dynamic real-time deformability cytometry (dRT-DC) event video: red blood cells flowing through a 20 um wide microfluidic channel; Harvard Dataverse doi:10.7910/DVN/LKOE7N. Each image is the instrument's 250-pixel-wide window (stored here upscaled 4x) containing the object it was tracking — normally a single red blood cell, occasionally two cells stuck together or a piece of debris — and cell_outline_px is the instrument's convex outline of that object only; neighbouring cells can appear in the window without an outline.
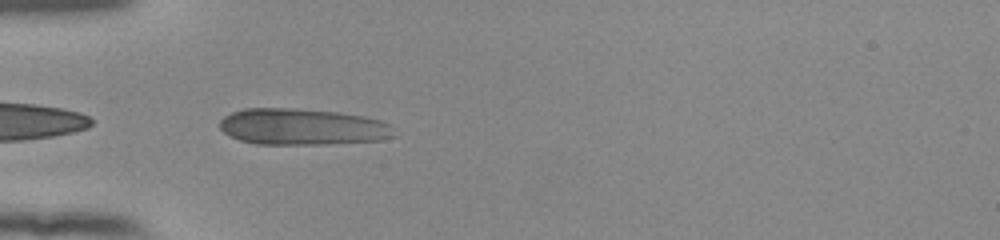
{"species": "human", "species_latin": "Homo sapiens", "temperature_condition": "room temperature", "stored_images_in_passage": 37, "camera_frame_rate_fps": 3000, "um_per_image_px": 0.085, "donor": {"sex": "female"}, "frame": {"image": 1, "passage_image": 1, "time_ms": 0.0, "image_size_px": [1000, 240], "cell_outline_px": [[396, 136], [380, 140], [328, 144], [256, 144], [240, 140], [224, 132], [220, 128], [220, 120], [224, 116], [232, 112], [244, 108], [296, 108], [340, 112], [364, 116], [380, 120], [388, 124]], "centroid_in_image_um": [25.69, 10.77], "position_along_channel_um": 59.3, "area_um2": 37.05}}
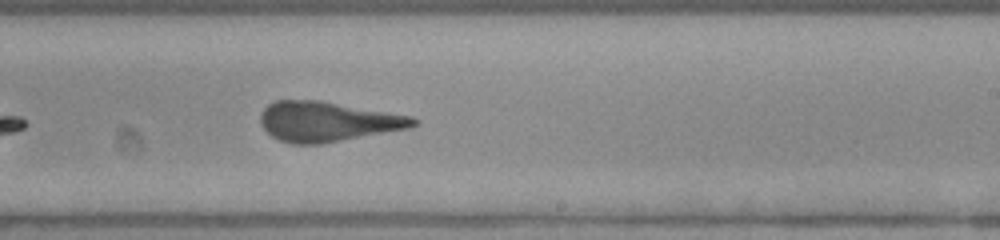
{"frame": {"image": 2, "passage_image": 17, "time_ms": 5.333, "image_size_px": [1000, 240], "cell_outline_px": [[420, 120], [416, 124], [408, 128], [320, 144], [292, 144], [280, 140], [272, 136], [260, 124], [260, 116], [264, 108], [268, 104], [276, 100], [320, 100], [412, 116]], "centroid_in_image_um": [27.82, 10.32], "position_along_channel_um": 261.2, "area_um2": 35.37}}
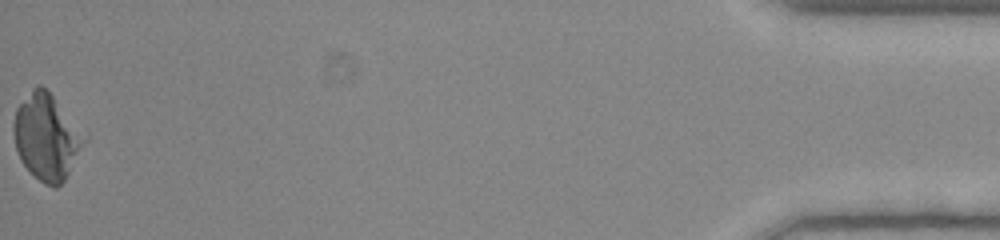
{"frame": {"image": 3, "passage_image": 37, "time_ms": 12.0, "image_size_px": [1000, 240], "cell_outline_px": [[88, 140], [64, 180], [56, 188], [52, 188], [44, 184], [20, 160], [16, 148], [12, 132], [12, 124], [16, 108], [32, 88], [36, 84], [40, 84], [52, 96], [88, 136]], "centroid_in_image_um": [3.96, 11.64], "position_along_channel_um": 431.2, "area_um2": 35.32}, "authors_computed_cell_mechanics": {"area_um2": 35.7204, "velocity_mm_per_s": 3.9096, "shape_relaxation_time_tau1_ms": 5.5564, "shape_relaxation_time_tau2_ms": null, "deformation_change_tau1": 0.1567, "deformation_change_tau2": null}}